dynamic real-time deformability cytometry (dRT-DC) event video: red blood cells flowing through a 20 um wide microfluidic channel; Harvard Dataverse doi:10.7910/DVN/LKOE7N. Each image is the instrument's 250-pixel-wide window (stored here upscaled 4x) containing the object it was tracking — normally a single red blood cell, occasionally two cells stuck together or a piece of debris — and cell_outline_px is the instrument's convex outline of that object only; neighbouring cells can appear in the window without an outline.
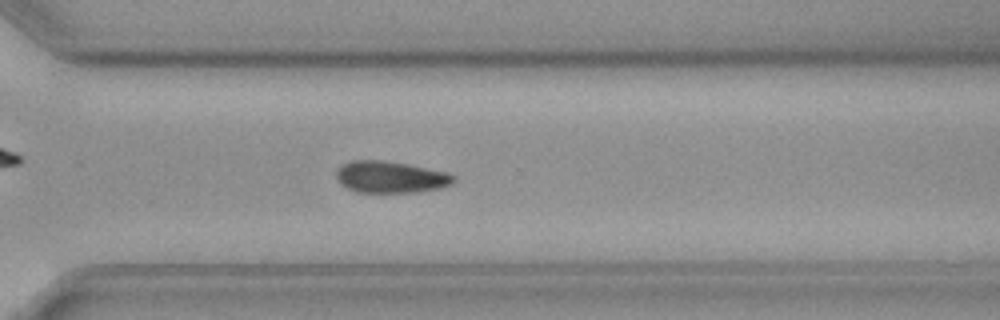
{"species": "common noctule bat (a hibernating species)", "species_latin": "Nyctalus noctula", "temperature_condition": "cold", "stored_images_in_passage": 40, "camera_frame_rate_fps": 3000, "um_per_image_px": 0.085, "animal": {"sex": "female", "body_mass_g": 19.3, "forearm_length_mm": 54.1}, "frame": {"image": 1, "passage_image": 23, "time_ms": 7.333, "image_size_px": [1000, 320], "cell_outline_px": [[456, 180], [452, 184], [444, 188], [416, 192], [356, 192], [340, 184], [336, 180], [336, 172], [344, 164], [352, 160], [380, 160], [408, 164], [444, 172], [456, 176]], "centroid_in_image_um": [33.21, 15.06], "position_along_channel_um": 337.4, "area_um2": 21.68}}